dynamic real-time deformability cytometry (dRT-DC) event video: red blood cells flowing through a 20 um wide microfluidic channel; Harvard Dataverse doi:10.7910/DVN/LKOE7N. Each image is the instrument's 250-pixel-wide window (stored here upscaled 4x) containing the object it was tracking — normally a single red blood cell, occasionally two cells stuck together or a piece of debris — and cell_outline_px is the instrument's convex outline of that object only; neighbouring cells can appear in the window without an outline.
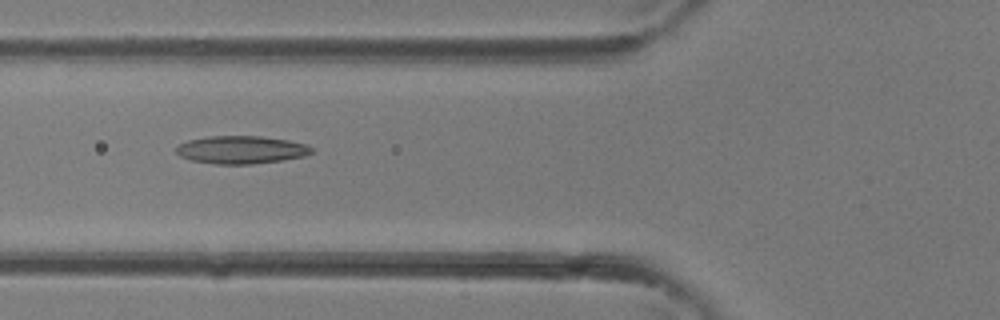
{"species": "common noctule bat (a hibernating species)", "species_latin": "Nyctalus noctula", "temperature_condition": "room temperature", "stored_images_in_passage": 37, "camera_frame_rate_fps": 3000, "um_per_image_px": 0.085, "animal": {"sex": "female"}, "frame": {"image": 1, "passage_image": 14, "time_ms": 4.333, "image_size_px": [1000, 320], "cell_outline_px": [[312, 152], [304, 156], [280, 160], [252, 164], [216, 164], [192, 160], [180, 156], [176, 152], [176, 148], [180, 144], [188, 140], [208, 136], [260, 136], [288, 140], [308, 144], [312, 148]], "centroid_in_image_um": [20.5, 12.72], "position_along_channel_um": 105.3, "area_um2": 21.85}}
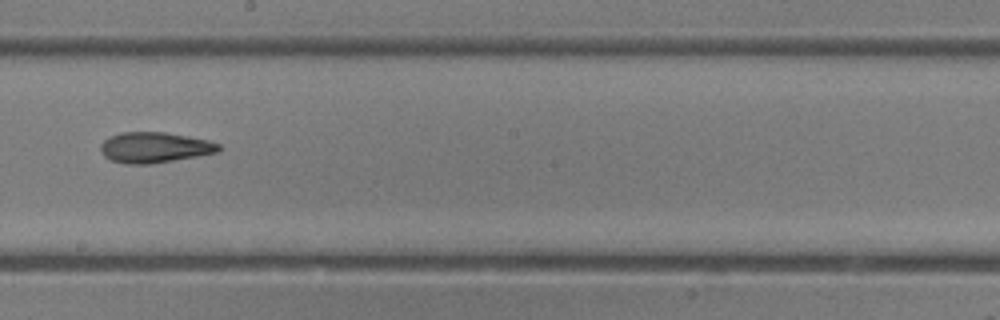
{"frame": {"image": 2, "passage_image": 21, "time_ms": 6.667, "image_size_px": [1000, 320], "cell_outline_px": [[220, 152], [148, 164], [124, 164], [112, 160], [104, 156], [100, 148], [100, 144], [108, 136], [120, 132], [164, 132], [188, 136], [208, 140], [220, 144]], "centroid_in_image_um": [13.12, 12.52], "position_along_channel_um": 235.1, "area_um2": 21.04}}
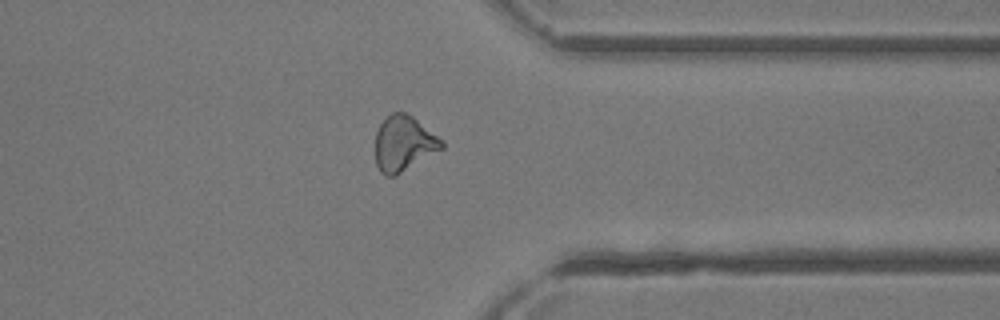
{"frame": {"image": 3, "passage_image": 29, "time_ms": 9.333, "image_size_px": [1000, 320], "cell_outline_px": [[444, 148], [396, 176], [384, 176], [380, 172], [376, 164], [376, 132], [380, 124], [392, 112], [404, 112], [412, 116], [444, 140]], "centroid_in_image_um": [34.33, 12.22], "position_along_channel_um": 377.1, "area_um2": 21.5}}